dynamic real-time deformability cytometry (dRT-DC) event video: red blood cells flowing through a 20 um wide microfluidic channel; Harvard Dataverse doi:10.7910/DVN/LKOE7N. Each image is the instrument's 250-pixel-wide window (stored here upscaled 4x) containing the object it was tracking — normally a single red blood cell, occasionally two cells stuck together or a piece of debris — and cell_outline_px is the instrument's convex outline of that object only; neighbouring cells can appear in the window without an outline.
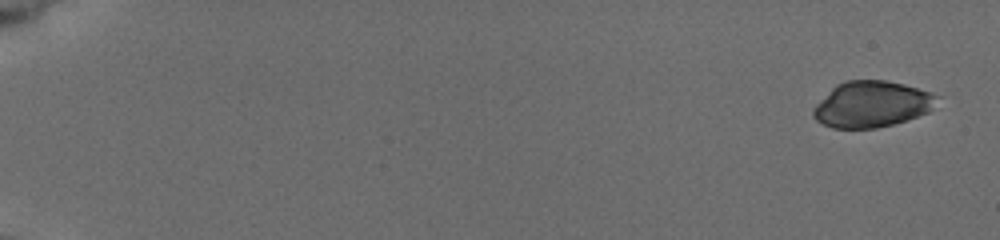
{"species": "common noctule bat (a hibernating species)", "species_latin": "Nyctalus noctula", "temperature_condition": "cold", "stored_images_in_passage": 10, "camera_frame_rate_fps": 3000, "um_per_image_px": 0.085, "animal": {"sex": "female", "body_mass_g": 19.5, "forearm_length_mm": 54.1}, "frame": {"image": 1, "passage_image": 1, "time_ms": 0.0, "image_size_px": [1000, 240], "cell_outline_px": [[940, 96], [932, 108], [928, 112], [892, 124], [876, 128], [832, 128], [816, 120], [812, 116], [812, 108], [836, 84], [848, 80], [884, 80], [904, 84], [932, 92]], "centroid_in_image_um": [74.09, 8.85], "position_along_channel_um": 10.9, "area_um2": 33.12}}